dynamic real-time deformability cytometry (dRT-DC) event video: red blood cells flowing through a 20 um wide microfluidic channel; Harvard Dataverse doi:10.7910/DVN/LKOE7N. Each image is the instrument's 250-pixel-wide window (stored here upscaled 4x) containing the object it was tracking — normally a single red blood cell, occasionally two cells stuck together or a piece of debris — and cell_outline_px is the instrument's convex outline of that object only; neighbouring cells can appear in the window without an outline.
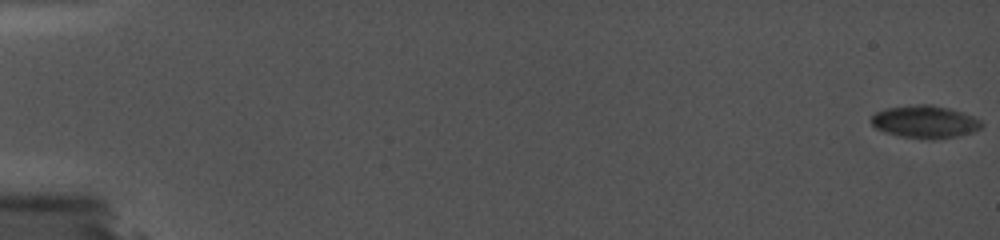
{"species": "common noctule bat (a hibernating species)", "species_latin": "Nyctalus noctula", "temperature_condition": "cold", "stored_images_in_passage": 35, "camera_frame_rate_fps": 5000, "um_per_image_px": 0.085, "animal": {"sex": "female", "body_mass_g": 19.0, "forearm_length_mm": 56.7}, "frame": {"image": 1, "passage_image": 1, "time_ms": 0.0, "image_size_px": [1000, 240], "cell_outline_px": [[984, 124], [980, 128], [972, 132], [956, 136], [932, 140], [900, 136], [884, 132], [876, 128], [872, 124], [872, 116], [876, 112], [884, 108], [920, 104], [928, 104], [948, 108], [972, 116], [980, 120]], "centroid_in_image_um": [78.6, 10.36], "position_along_channel_um": 6.4, "area_um2": 20.81}}
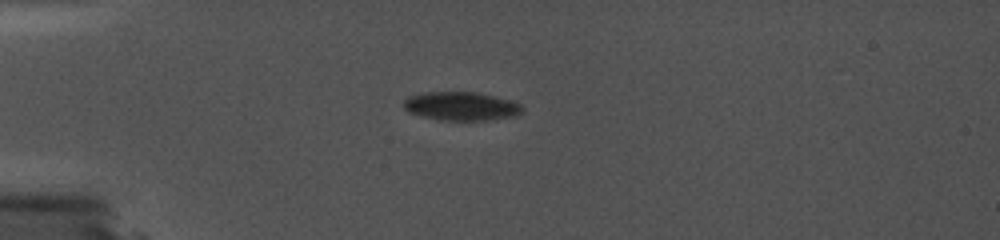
{"frame": {"image": 2, "passage_image": 28, "time_ms": 5.4, "image_size_px": [1000, 240], "cell_outline_px": [[524, 108], [516, 116], [492, 120], [436, 120], [408, 112], [404, 108], [404, 100], [408, 96], [424, 92], [476, 92], [496, 96], [520, 104]], "centroid_in_image_um": [39.18, 9.03], "position_along_channel_um": 45.8, "area_um2": 19.88}}